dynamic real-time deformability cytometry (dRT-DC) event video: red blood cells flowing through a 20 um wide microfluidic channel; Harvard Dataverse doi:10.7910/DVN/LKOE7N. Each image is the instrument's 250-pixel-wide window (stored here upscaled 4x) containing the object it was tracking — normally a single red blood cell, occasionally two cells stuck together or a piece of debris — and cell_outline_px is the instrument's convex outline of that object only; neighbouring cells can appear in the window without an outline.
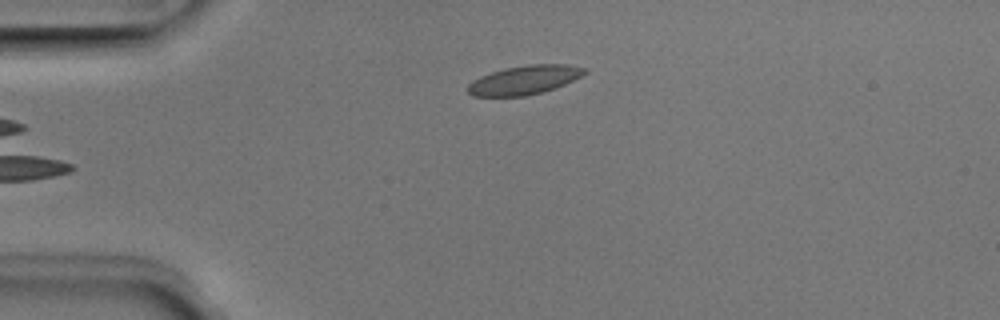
{"species": "Egyptian fruit bat (a non-hibernating species)", "species_latin": "Rousettus aegyptiacus", "temperature_condition": "room temperature", "stored_images_in_passage": 6, "camera_frame_rate_fps": 3000, "um_per_image_px": 0.085, "animal": {"sex": "male"}, "frame": {"image": 1, "passage_image": 6, "time_ms": 1.667, "image_size_px": [1000, 320], "cell_outline_px": [[588, 72], [564, 84], [544, 92], [524, 96], [472, 96], [468, 92], [468, 84], [472, 80], [480, 76], [504, 68], [528, 64], [568, 64], [588, 68]], "centroid_in_image_um": [44.58, 6.79], "position_along_channel_um": 40.4, "area_um2": 19.77}}